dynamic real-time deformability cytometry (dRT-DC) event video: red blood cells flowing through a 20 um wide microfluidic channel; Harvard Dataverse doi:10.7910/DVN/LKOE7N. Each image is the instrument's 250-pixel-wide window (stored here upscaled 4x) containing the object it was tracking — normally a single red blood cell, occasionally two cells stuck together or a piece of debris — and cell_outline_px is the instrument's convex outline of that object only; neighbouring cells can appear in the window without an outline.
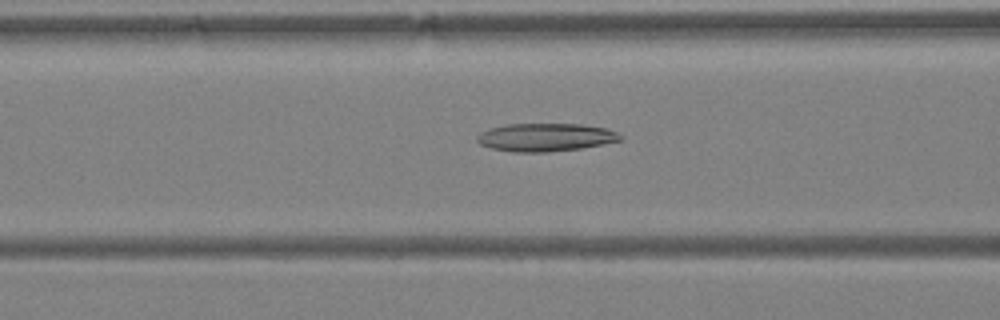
{"species": "Egyptian fruit bat (a non-hibernating species)", "species_latin": "Rousettus aegyptiacus", "temperature_condition": "warm", "stored_images_in_passage": 43, "camera_frame_rate_fps": 3000, "um_per_image_px": 0.085, "animal": {"sex": "female"}, "frame": {"image": 1, "passage_image": 19, "time_ms": 6.0, "image_size_px": [1000, 320], "cell_outline_px": [[624, 140], [604, 144], [580, 148], [548, 152], [512, 152], [492, 148], [480, 144], [476, 140], [476, 136], [480, 132], [492, 128], [508, 124], [580, 124], [608, 128], [624, 136]], "centroid_in_image_um": [46.41, 11.67], "position_along_channel_um": 120.2, "area_um2": 23.52}}
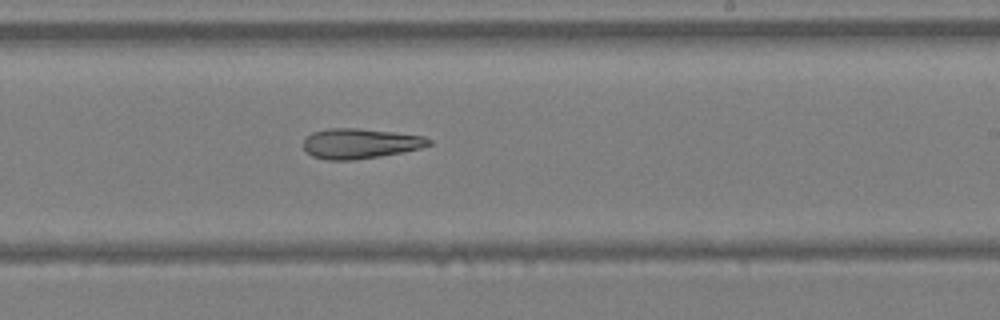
{"frame": {"image": 2, "passage_image": 28, "time_ms": 9.0, "image_size_px": [1000, 320], "cell_outline_px": [[432, 144], [420, 148], [404, 152], [380, 156], [352, 160], [328, 160], [312, 156], [304, 148], [304, 140], [312, 132], [328, 128], [356, 128], [392, 132], [424, 136], [432, 140]], "centroid_in_image_um": [30.62, 12.2], "position_along_channel_um": 258.4, "area_um2": 21.91}}
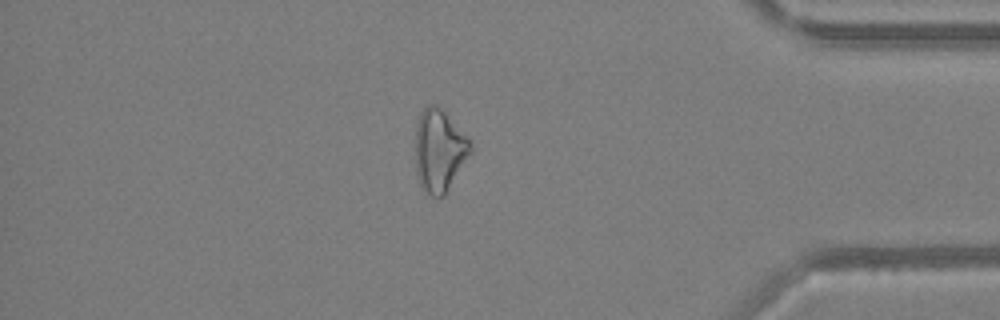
{"frame": {"image": 3, "passage_image": 39, "time_ms": 12.667, "image_size_px": [1000, 320], "cell_outline_px": [[472, 152], [444, 196], [432, 196], [420, 184], [416, 172], [416, 120], [420, 112], [428, 104], [436, 104], [444, 112], [472, 144]], "centroid_in_image_um": [37.32, 12.78], "position_along_channel_um": 397.9, "area_um2": 26.07}}